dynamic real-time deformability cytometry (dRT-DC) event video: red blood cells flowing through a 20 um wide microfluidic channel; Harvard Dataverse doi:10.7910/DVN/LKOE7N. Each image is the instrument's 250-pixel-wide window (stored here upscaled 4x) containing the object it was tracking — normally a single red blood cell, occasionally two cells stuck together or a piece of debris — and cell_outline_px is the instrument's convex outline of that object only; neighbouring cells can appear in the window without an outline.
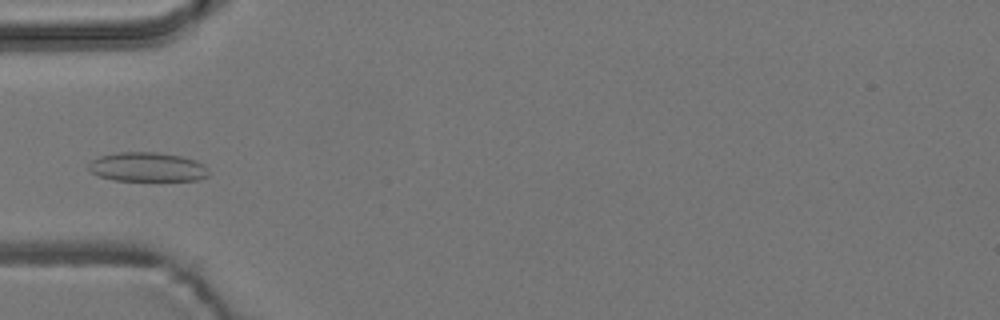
{"species": "common noctule bat (a hibernating species)", "species_latin": "Nyctalus noctula", "temperature_condition": "room temperature", "stored_images_in_passage": 5, "camera_frame_rate_fps": 3000, "um_per_image_px": 0.085, "animal": {"sex": "male", "body_mass_g": 19.2, "forearm_length_mm": 51.8}, "frame": {"image": 1, "passage_image": 5, "time_ms": 4.667, "image_size_px": [1000, 320], "cell_outline_px": [[208, 176], [196, 180], [116, 180], [100, 176], [92, 172], [88, 168], [88, 164], [92, 160], [100, 156], [120, 152], [156, 152], [180, 156], [196, 160], [204, 164], [208, 168]], "centroid_in_image_um": [12.55, 14.19], "position_along_channel_um": 72.5, "area_um2": 20.29}}